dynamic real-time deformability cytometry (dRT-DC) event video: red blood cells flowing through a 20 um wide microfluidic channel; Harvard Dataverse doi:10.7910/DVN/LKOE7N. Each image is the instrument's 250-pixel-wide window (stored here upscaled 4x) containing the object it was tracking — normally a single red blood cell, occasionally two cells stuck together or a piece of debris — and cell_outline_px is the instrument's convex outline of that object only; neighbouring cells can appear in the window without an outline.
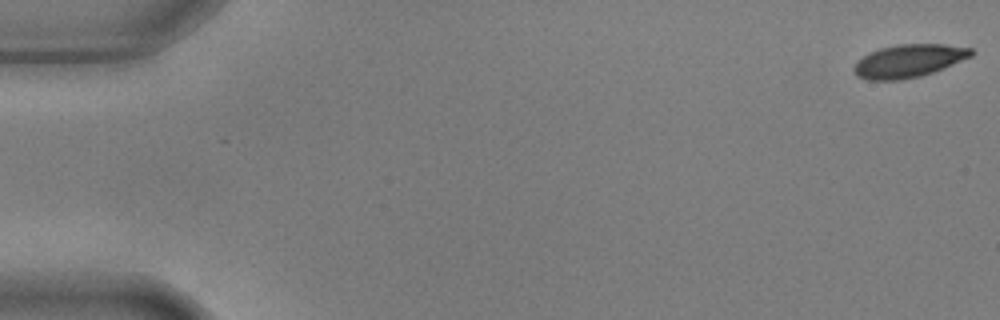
{"species": "common noctule bat (a hibernating species)", "species_latin": "Nyctalus noctula", "temperature_condition": "warm", "stored_images_in_passage": 17, "camera_frame_rate_fps": 3000, "um_per_image_px": 0.085, "animal": {"sex": "male", "body_mass_g": 17.9, "forearm_length_mm": 54.2}, "frame": {"image": 1, "passage_image": 1, "time_ms": 0.0, "image_size_px": [1000, 320], "cell_outline_px": [[972, 56], [932, 72], [920, 76], [900, 80], [868, 80], [856, 76], [852, 68], [856, 60], [880, 48], [896, 44], [944, 44], [972, 48]], "centroid_in_image_um": [77.19, 5.17], "position_along_channel_um": 7.8, "area_um2": 22.43}}
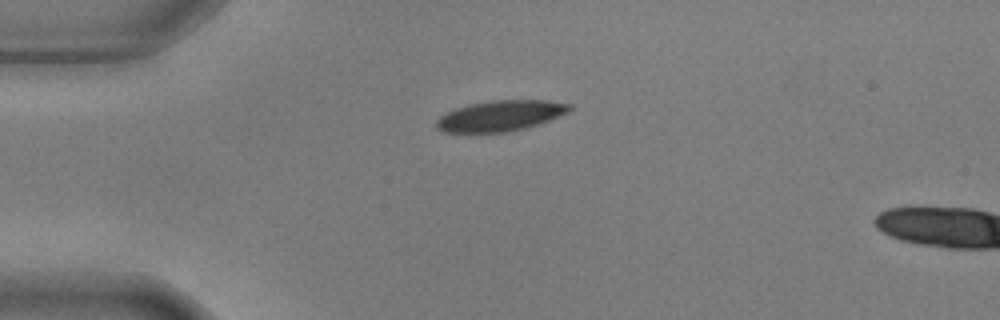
{"frame": {"image": 2, "passage_image": 14, "time_ms": 4.333, "image_size_px": [1000, 320], "cell_outline_px": [[572, 108], [568, 112], [540, 124], [524, 128], [504, 132], [444, 132], [436, 128], [436, 120], [440, 116], [456, 108], [468, 104], [492, 100], [548, 100], [572, 104]], "centroid_in_image_um": [42.55, 9.83], "position_along_channel_um": 42.5, "area_um2": 23.76}}